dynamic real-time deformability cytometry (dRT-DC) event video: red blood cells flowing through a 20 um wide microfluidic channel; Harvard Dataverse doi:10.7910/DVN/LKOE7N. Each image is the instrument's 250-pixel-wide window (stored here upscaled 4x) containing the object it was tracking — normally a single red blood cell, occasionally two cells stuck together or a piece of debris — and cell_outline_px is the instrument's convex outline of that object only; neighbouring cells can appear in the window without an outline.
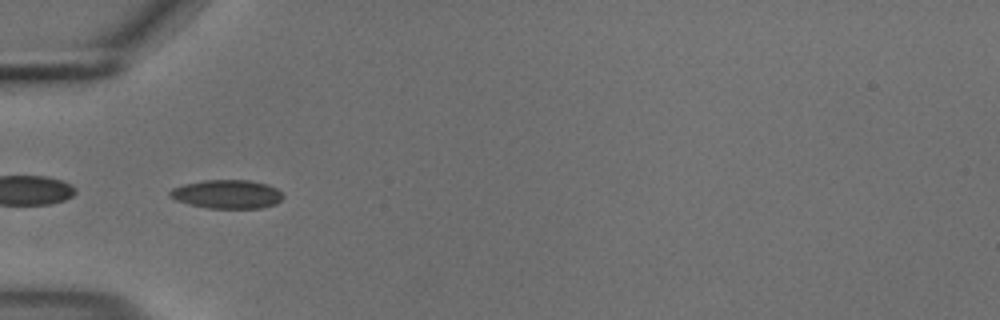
{"species": "common noctule bat (a hibernating species)", "species_latin": "Nyctalus noctula", "temperature_condition": "cold", "stored_images_in_passage": 54, "camera_frame_rate_fps": 3000, "um_per_image_px": 0.085, "animal": {"sex": "male", "body_mass_g": 18.8}, "frame": {"image": 1, "passage_image": 17, "time_ms": 5.333, "image_size_px": [1000, 320], "cell_outline_px": [[284, 196], [276, 204], [260, 208], [208, 208], [188, 204], [176, 200], [168, 196], [168, 192], [172, 188], [184, 184], [204, 180], [248, 180], [268, 184], [276, 188]], "centroid_in_image_um": [19.28, 16.5], "position_along_channel_um": 65.7, "area_um2": 18.96}}
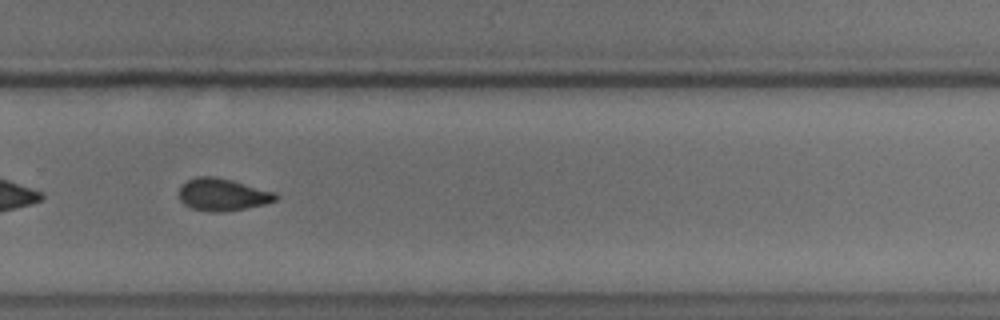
{"frame": {"image": 2, "passage_image": 37, "time_ms": 12.0, "image_size_px": [1000, 320], "cell_outline_px": [[280, 196], [276, 200], [264, 204], [224, 212], [208, 212], [192, 208], [184, 204], [180, 200], [180, 184], [196, 176], [212, 176], [232, 180], [276, 192]], "centroid_in_image_um": [18.92, 16.54], "position_along_channel_um": 310.9, "area_um2": 18.26}}
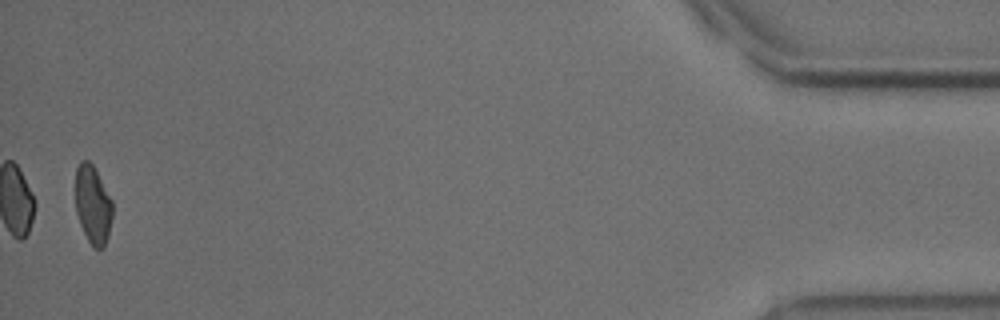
{"frame": {"image": 3, "passage_image": 53, "time_ms": 17.333, "image_size_px": [1000, 320], "cell_outline_px": [[112, 216], [108, 236], [104, 248], [92, 248], [80, 224], [76, 212], [76, 168], [80, 160], [88, 160], [92, 164], [112, 200]], "centroid_in_image_um": [7.89, 17.41], "position_along_channel_um": 427.3, "area_um2": 16.82}, "authors_computed_cell_mechanics": {"area_um2": 18.2937, "velocity_mm_per_s": 3.7021, "shape_relaxation_time_tau1_ms": 10.8954, "shape_relaxation_time_tau2_ms": 3.4113, "deformation_change_tau1": 0.1729, "deformation_change_tau2": 0.0673}}